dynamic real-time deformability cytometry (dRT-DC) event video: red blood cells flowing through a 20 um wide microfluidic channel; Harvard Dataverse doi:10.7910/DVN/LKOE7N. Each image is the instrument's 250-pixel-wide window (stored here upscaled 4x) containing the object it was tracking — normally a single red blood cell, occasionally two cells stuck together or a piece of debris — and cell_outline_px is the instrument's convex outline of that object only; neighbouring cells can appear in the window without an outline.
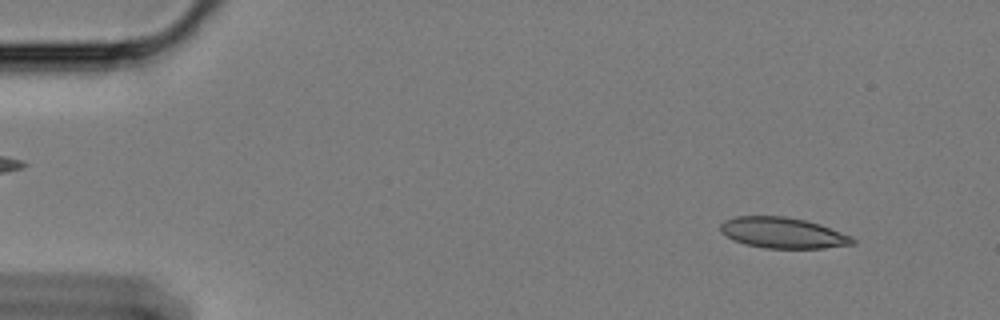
{"species": "Egyptian fruit bat (a non-hibernating species)", "species_latin": "Rousettus aegyptiacus", "temperature_condition": "cold", "stored_images_in_passage": 24, "camera_frame_rate_fps": 3000, "um_per_image_px": 0.085, "animal": {"sex": "female"}, "frame": {"image": 1, "passage_image": 5, "time_ms": 1.333, "image_size_px": [1000, 320], "cell_outline_px": [[856, 244], [824, 248], [764, 248], [744, 244], [732, 240], [720, 232], [720, 224], [724, 220], [732, 216], [784, 216], [804, 220], [820, 224], [852, 236], [856, 240]], "centroid_in_image_um": [66.52, 19.79], "position_along_channel_um": 18.5, "area_um2": 23.99}}
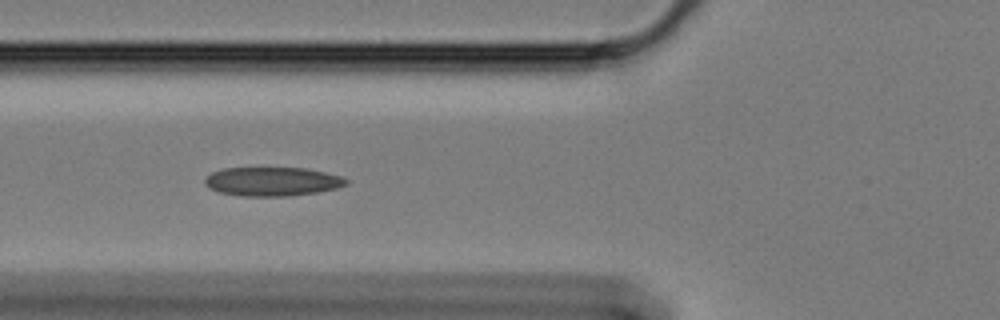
{"frame": {"image": 2, "passage_image": 21, "time_ms": 6.667, "image_size_px": [1000, 320], "cell_outline_px": [[348, 184], [336, 188], [316, 192], [292, 196], [240, 196], [220, 192], [208, 188], [204, 184], [204, 180], [212, 172], [224, 168], [308, 168], [340, 176], [348, 180]], "centroid_in_image_um": [23.13, 15.43], "position_along_channel_um": 102.7, "area_um2": 23.81}}
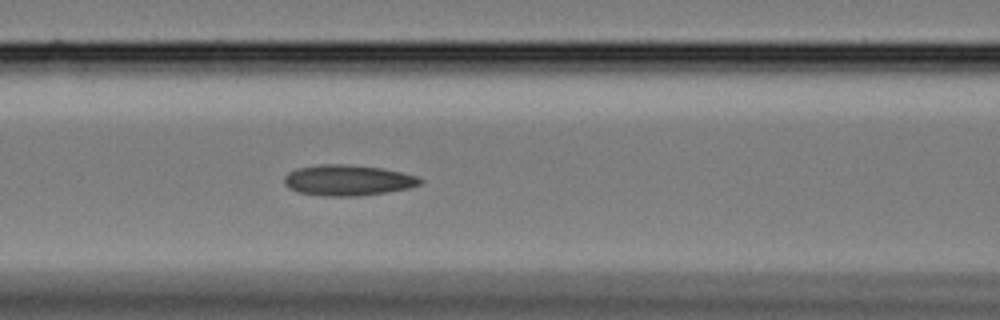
{"frame": {"image": 3, "passage_image": 24, "time_ms": 7.667, "image_size_px": [1000, 320], "cell_outline_px": [[424, 180], [420, 184], [408, 188], [384, 192], [356, 196], [328, 196], [300, 192], [288, 188], [284, 184], [284, 176], [288, 172], [296, 168], [316, 164], [348, 164], [380, 168], [400, 172], [416, 176]], "centroid_in_image_um": [29.52, 15.31], "position_along_channel_um": 137.1, "area_um2": 24.22}}